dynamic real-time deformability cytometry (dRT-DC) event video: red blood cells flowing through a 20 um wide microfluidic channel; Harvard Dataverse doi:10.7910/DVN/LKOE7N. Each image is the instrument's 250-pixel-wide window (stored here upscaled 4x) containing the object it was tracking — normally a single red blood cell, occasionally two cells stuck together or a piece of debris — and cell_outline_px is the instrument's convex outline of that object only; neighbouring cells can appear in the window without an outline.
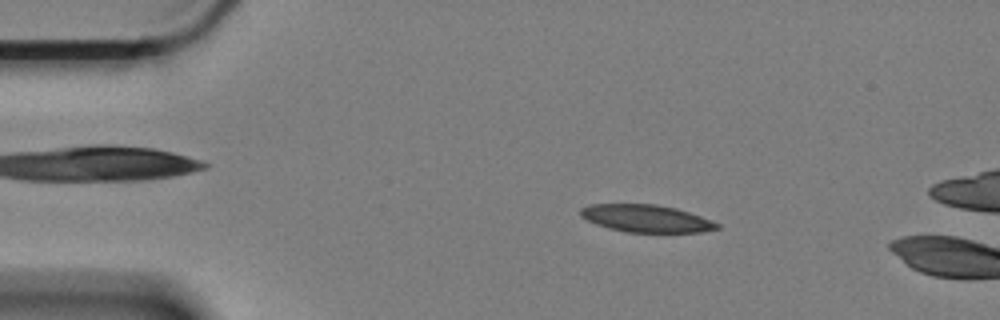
{"species": "Egyptian fruit bat (a non-hibernating species)", "species_latin": "Rousettus aegyptiacus", "temperature_condition": "cold", "stored_images_in_passage": 12, "camera_frame_rate_fps": 3000, "um_per_image_px": 0.085, "animal": {"sex": "female"}, "frame": {"image": 1, "passage_image": 10, "time_ms": 3.0, "image_size_px": [1000, 320], "cell_outline_px": [[716, 228], [696, 232], [632, 232], [612, 228], [600, 224], [584, 216], [580, 212], [584, 208], [596, 204], [652, 204], [672, 208], [708, 220], [716, 224]], "centroid_in_image_um": [54.9, 18.57], "position_along_channel_um": 30.1, "area_um2": 20.23}}